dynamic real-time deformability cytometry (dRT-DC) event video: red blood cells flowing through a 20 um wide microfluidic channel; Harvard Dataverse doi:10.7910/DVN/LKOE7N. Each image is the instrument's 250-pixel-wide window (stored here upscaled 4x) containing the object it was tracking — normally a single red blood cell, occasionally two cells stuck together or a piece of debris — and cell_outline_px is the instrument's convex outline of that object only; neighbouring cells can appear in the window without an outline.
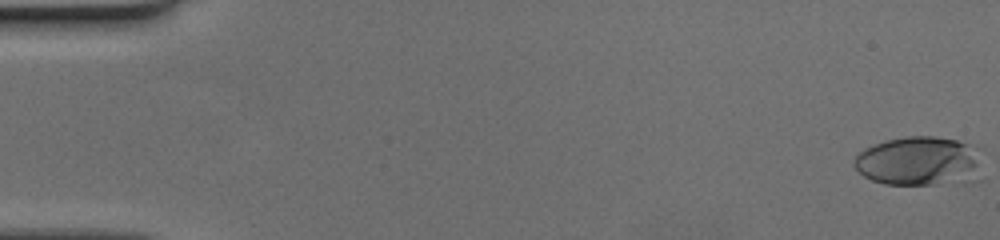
{"species": "human", "species_latin": "Homo sapiens", "temperature_condition": "cold", "stored_images_in_passage": 52, "camera_frame_rate_fps": 3000, "um_per_image_px": 0.085, "donor": {"sex": "female"}, "frame": {"image": 1, "passage_image": 1, "time_ms": 0.0, "image_size_px": [1000, 240], "cell_outline_px": [[980, 180], [932, 184], [884, 184], [872, 180], [864, 176], [852, 164], [852, 160], [864, 148], [884, 140], [904, 136], [936, 136], [956, 140], [968, 144], [976, 164]], "centroid_in_image_um": [77.99, 13.7], "position_along_channel_um": 7.0, "area_um2": 36.07}}
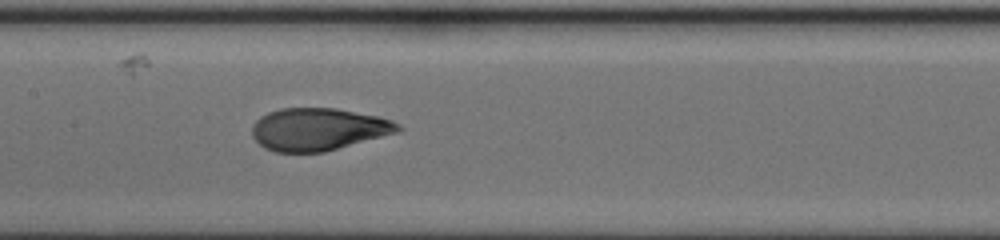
{"frame": {"image": 2, "passage_image": 26, "time_ms": 8.333, "image_size_px": [1000, 240], "cell_outline_px": [[404, 128], [400, 132], [324, 152], [276, 152], [264, 148], [252, 136], [252, 124], [260, 116], [268, 112], [280, 108], [336, 108], [376, 116], [392, 120], [400, 124]], "centroid_in_image_um": [27.07, 10.99], "position_along_channel_um": 180.3, "area_um2": 36.3}}
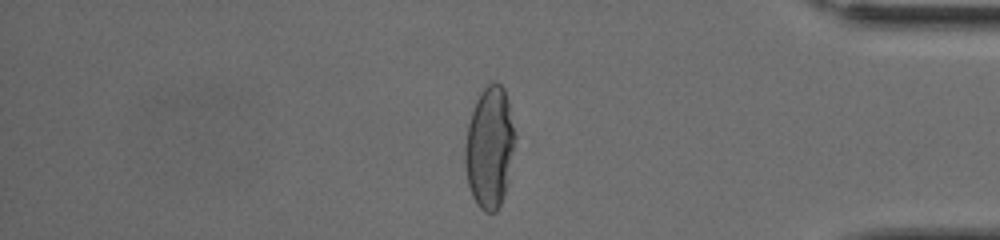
{"frame": {"image": 3, "passage_image": 44, "time_ms": 14.333, "image_size_px": [1000, 240], "cell_outline_px": [[516, 136], [508, 184], [500, 204], [496, 212], [484, 212], [476, 204], [472, 196], [468, 184], [464, 164], [464, 148], [468, 124], [476, 100], [484, 88], [488, 84], [500, 84], [504, 88], [508, 100]], "centroid_in_image_um": [41.62, 12.57], "position_along_channel_um": 393.6, "area_um2": 35.55}}